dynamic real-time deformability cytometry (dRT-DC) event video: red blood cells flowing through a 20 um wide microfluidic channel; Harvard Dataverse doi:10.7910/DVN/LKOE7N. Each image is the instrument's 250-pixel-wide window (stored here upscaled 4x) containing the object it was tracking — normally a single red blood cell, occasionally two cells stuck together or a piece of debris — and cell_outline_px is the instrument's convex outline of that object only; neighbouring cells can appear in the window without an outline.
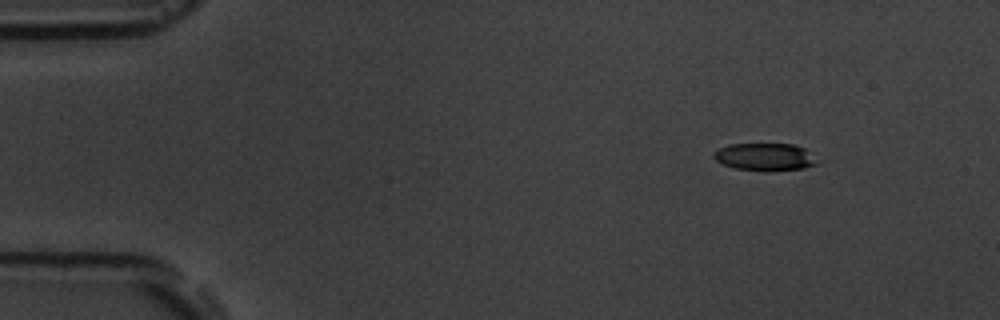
{"species": "common noctule bat (a hibernating species)", "species_latin": "Nyctalus noctula", "temperature_condition": "room temperature", "stored_images_in_passage": 4, "camera_frame_rate_fps": 3000, "um_per_image_px": 0.085, "animal": {"sex": "male", "body_mass_g": 19.5, "forearm_length_mm": 54.6}, "frame": {"image": 1, "passage_image": 1, "time_ms": 0.0, "image_size_px": [1000, 320], "cell_outline_px": [[824, 160], [820, 164], [804, 168], [768, 172], [764, 172], [732, 168], [716, 160], [712, 156], [712, 152], [728, 144], [792, 144], [804, 148]], "centroid_in_image_um": [65.11, 13.36], "position_along_channel_um": 19.9, "area_um2": 17.28}}
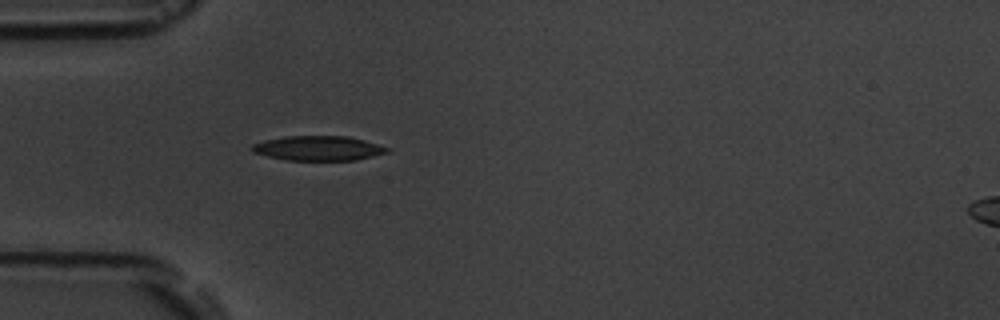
{"frame": {"image": 2, "passage_image": 4, "time_ms": 3.333, "image_size_px": [1000, 320], "cell_outline_px": [[388, 152], [356, 160], [288, 160], [268, 156], [252, 152], [252, 144], [264, 140], [284, 136], [348, 136], [364, 140], [388, 148]], "centroid_in_image_um": [27.02, 12.59], "position_along_channel_um": 58.0, "area_um2": 19.25}}